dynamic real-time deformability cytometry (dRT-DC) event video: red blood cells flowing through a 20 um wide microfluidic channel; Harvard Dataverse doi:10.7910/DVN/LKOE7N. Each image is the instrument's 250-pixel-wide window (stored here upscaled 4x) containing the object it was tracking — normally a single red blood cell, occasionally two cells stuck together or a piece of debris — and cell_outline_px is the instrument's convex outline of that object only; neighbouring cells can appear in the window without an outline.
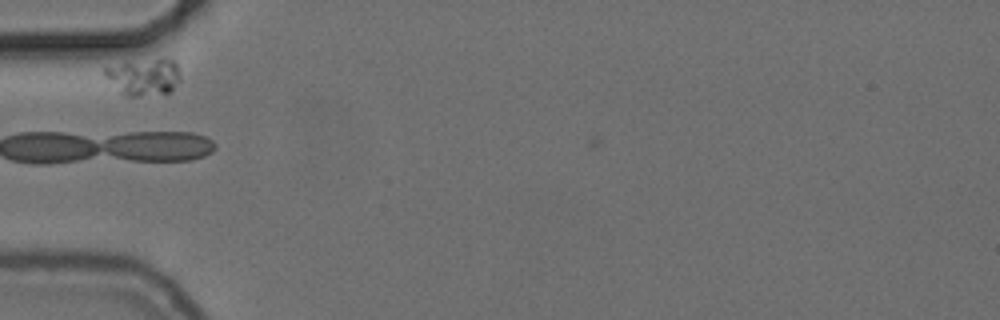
{"species": "common noctule bat (a hibernating species)", "species_latin": "Nyctalus noctula", "temperature_condition": "cold", "stored_images_in_passage": 38, "camera_frame_rate_fps": 3000, "um_per_image_px": 0.085, "animal": {"sex": "female", "body_mass_g": 24.6, "forearm_length_mm": 56.2}, "frame": {"image": 1, "passage_image": 2, "time_ms": 0.333, "image_size_px": [1000, 320], "cell_outline_px": [[180, 80], [168, 92], [136, 96], [124, 96], [104, 76], [104, 68], [124, 60], [172, 60], [176, 64], [180, 76]], "centroid_in_image_um": [12.15, 6.52], "position_along_channel_um": 72.9, "area_um2": 16.07}}